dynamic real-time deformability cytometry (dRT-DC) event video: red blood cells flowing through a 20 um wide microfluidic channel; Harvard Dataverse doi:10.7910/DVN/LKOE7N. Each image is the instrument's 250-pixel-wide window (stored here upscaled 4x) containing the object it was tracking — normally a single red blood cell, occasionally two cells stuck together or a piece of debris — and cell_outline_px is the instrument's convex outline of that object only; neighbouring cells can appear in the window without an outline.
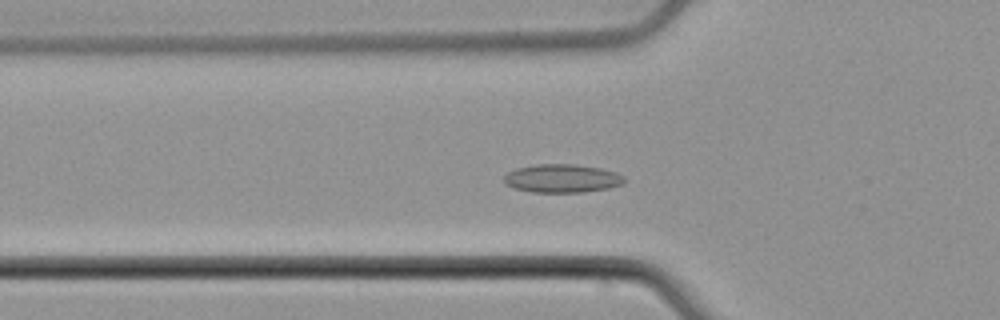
{"species": "common noctule bat (a hibernating species)", "species_latin": "Nyctalus noctula", "temperature_condition": "cold", "stored_images_in_passage": 55, "camera_frame_rate_fps": 3000, "um_per_image_px": 0.085, "animal": {"sex": "male", "body_mass_g": 21.5, "forearm_length_mm": 52.0}, "frame": {"image": 1, "passage_image": 19, "time_ms": 6.0, "image_size_px": [1000, 320], "cell_outline_px": [[624, 184], [608, 188], [584, 192], [532, 192], [512, 188], [504, 184], [504, 176], [508, 172], [516, 168], [536, 164], [572, 164], [600, 168], [616, 172], [624, 176]], "centroid_in_image_um": [47.75, 15.17], "position_along_channel_um": 78.0, "area_um2": 20.0}}
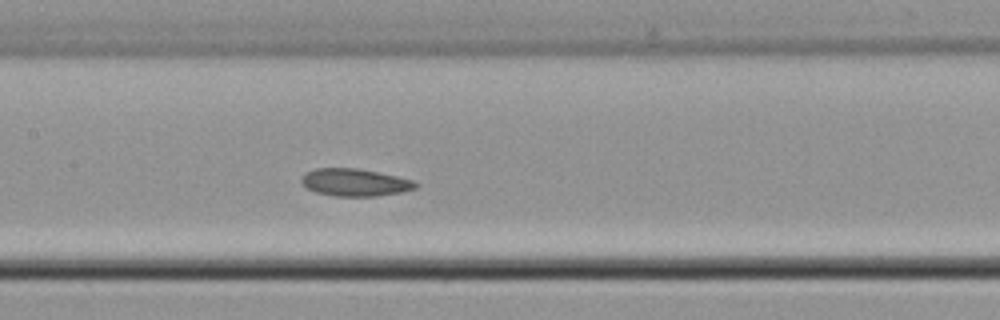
{"frame": {"image": 2, "passage_image": 27, "time_ms": 8.667, "image_size_px": [1000, 320], "cell_outline_px": [[420, 184], [416, 188], [400, 192], [376, 196], [332, 196], [316, 192], [308, 188], [300, 180], [304, 172], [316, 168], [356, 168], [396, 176], [412, 180]], "centroid_in_image_um": [30.14, 15.5], "position_along_channel_um": 177.3, "area_um2": 18.15}}
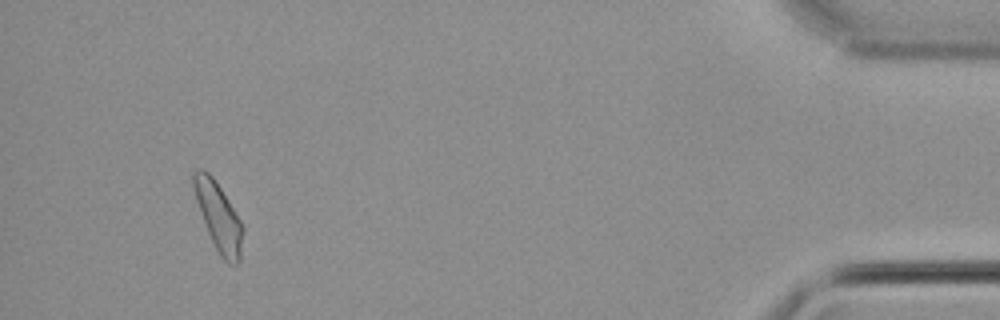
{"frame": {"image": 3, "passage_image": 52, "time_ms": 17.0, "image_size_px": [1000, 320], "cell_outline_px": [[244, 228], [240, 260], [236, 264], [228, 264], [220, 256], [208, 232], [196, 200], [192, 184], [192, 172], [200, 168], [208, 172], [212, 176], [220, 188], [240, 220]], "centroid_in_image_um": [18.57, 18.43], "position_along_channel_um": 416.6, "area_um2": 19.19}}